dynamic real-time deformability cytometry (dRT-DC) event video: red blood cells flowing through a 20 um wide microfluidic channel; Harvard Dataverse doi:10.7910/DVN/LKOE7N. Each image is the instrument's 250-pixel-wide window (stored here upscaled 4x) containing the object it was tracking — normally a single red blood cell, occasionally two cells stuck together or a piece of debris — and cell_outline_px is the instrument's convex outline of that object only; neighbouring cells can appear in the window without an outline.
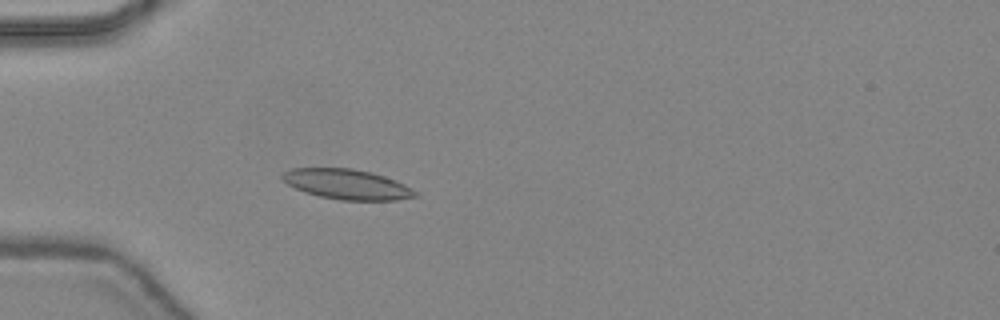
{"species": "common noctule bat (a hibernating species)", "species_latin": "Nyctalus noctula", "temperature_condition": "warm", "stored_images_in_passage": 47, "camera_frame_rate_fps": 3000, "um_per_image_px": 0.085, "animal": {"sex": "female", "body_mass_g": 24.6, "forearm_length_mm": 56.2}, "frame": {"image": 1, "passage_image": 15, "time_ms": 4.667, "image_size_px": [1000, 320], "cell_outline_px": [[420, 196], [396, 200], [340, 200], [320, 196], [304, 192], [288, 184], [280, 176], [284, 172], [292, 168], [352, 168], [372, 172], [396, 180], [404, 184], [416, 192]], "centroid_in_image_um": [29.51, 15.66], "position_along_channel_um": 55.5, "area_um2": 23.24}}
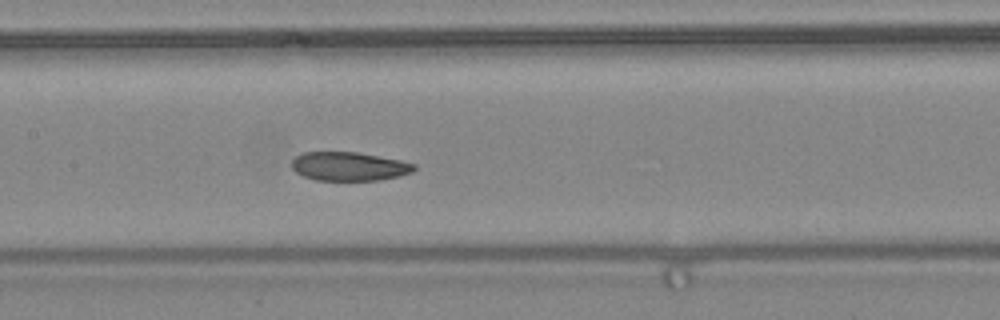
{"frame": {"image": 2, "passage_image": 24, "time_ms": 7.667, "image_size_px": [1000, 320], "cell_outline_px": [[416, 168], [412, 172], [400, 176], [380, 180], [316, 180], [304, 176], [296, 172], [292, 168], [292, 160], [296, 156], [304, 152], [356, 152], [400, 160], [416, 164]], "centroid_in_image_um": [29.68, 14.14], "position_along_channel_um": 177.7, "area_um2": 20.46}}
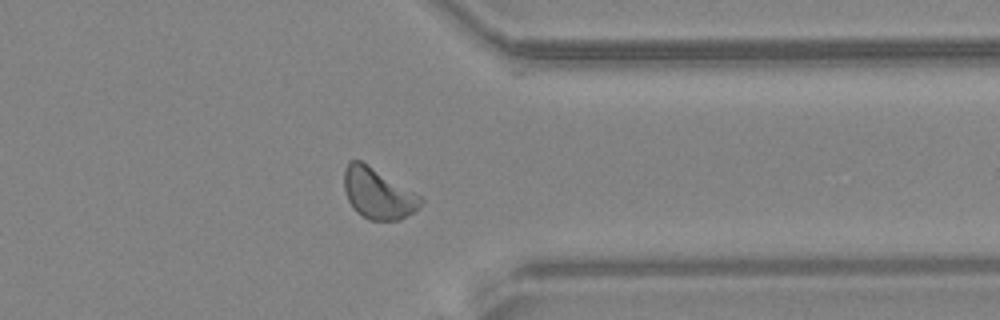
{"frame": {"image": 3, "passage_image": 38, "time_ms": 12.333, "image_size_px": [1000, 320], "cell_outline_px": [[424, 200], [420, 208], [400, 220], [372, 220], [356, 212], [352, 208], [348, 200], [344, 188], [344, 168], [348, 160], [360, 160], [424, 196]], "centroid_in_image_um": [32.16, 16.44], "position_along_channel_um": 379.2, "area_um2": 22.95}, "authors_computed_cell_mechanics": {"area_um2": 22.0796, "velocity_mm_per_s": 4.4138, "shape_relaxation_time_tau1_ms": 4.5955, "shape_relaxation_time_tau2_ms": 3.4259, "deformation_change_tau1": 0.1136, "deformation_change_tau2": 0.0776}}